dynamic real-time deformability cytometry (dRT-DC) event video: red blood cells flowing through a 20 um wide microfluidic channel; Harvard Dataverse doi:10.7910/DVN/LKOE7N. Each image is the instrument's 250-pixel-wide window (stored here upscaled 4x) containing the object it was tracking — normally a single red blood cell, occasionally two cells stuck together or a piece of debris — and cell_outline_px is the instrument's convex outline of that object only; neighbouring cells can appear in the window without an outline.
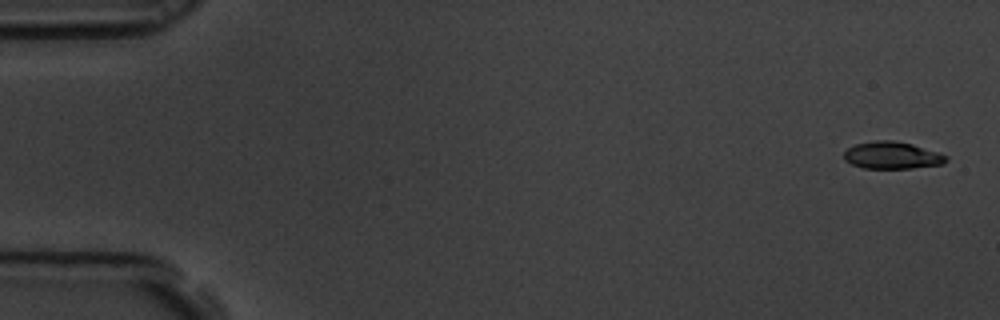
{"species": "common noctule bat (a hibernating species)", "species_latin": "Nyctalus noctula", "temperature_condition": "room temperature", "stored_images_in_passage": 58, "camera_frame_rate_fps": 3000, "um_per_image_px": 0.085, "animal": {"sex": "male", "body_mass_g": 19.5, "forearm_length_mm": 54.6}, "frame": {"image": 1, "passage_image": 2, "time_ms": 0.333, "image_size_px": [1000, 320], "cell_outline_px": [[948, 160], [944, 164], [912, 168], [864, 168], [852, 164], [844, 160], [844, 152], [848, 148], [856, 144], [876, 140], [892, 140], [912, 144], [948, 156]], "centroid_in_image_um": [75.83, 13.21], "position_along_channel_um": 9.2, "area_um2": 16.07}}
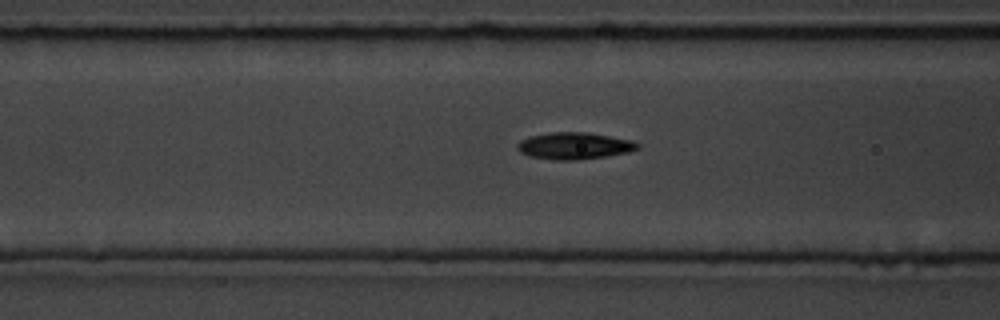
{"frame": {"image": 2, "passage_image": 23, "time_ms": 7.333, "image_size_px": [1000, 320], "cell_outline_px": [[640, 148], [628, 152], [604, 156], [576, 160], [552, 160], [532, 156], [520, 152], [516, 148], [516, 144], [520, 140], [532, 136], [548, 132], [588, 132], [632, 140], [640, 144]], "centroid_in_image_um": [48.81, 12.39], "position_along_channel_um": 117.8, "area_um2": 18.79}}
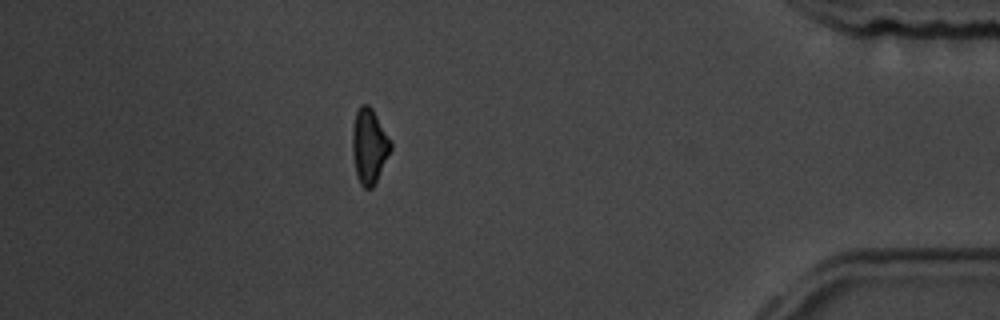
{"frame": {"image": 3, "passage_image": 51, "time_ms": 16.667, "image_size_px": [1000, 320], "cell_outline_px": [[392, 148], [372, 188], [364, 188], [360, 184], [356, 176], [352, 152], [352, 128], [356, 112], [360, 104], [368, 104], [372, 108], [392, 144]], "centroid_in_image_um": [31.35, 12.41], "position_along_channel_um": 403.8, "area_um2": 16.59}, "authors_computed_cell_mechanics": {"area_um2": 17.34, "velocity_mm_per_s": 3.5418, "shape_relaxation_time_tau1_ms": 5.5328, "shape_relaxation_time_tau2_ms": 3.0928, "deformation_change_tau1": 0.151, "deformation_change_tau2": 0.0988}}